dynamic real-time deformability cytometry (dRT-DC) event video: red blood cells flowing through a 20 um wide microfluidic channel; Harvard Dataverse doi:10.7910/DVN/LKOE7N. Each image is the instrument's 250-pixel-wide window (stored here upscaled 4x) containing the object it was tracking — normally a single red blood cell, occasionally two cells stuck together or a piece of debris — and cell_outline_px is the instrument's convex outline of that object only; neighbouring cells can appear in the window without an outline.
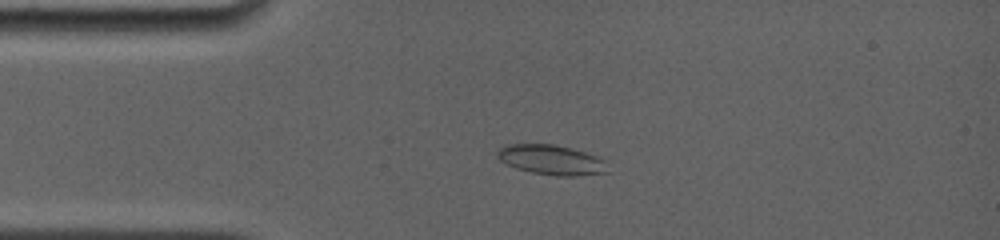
{"species": "common noctule bat (a hibernating species)", "species_latin": "Nyctalus noctula", "temperature_condition": "room temperature", "stored_images_in_passage": 14, "camera_frame_rate_fps": 4000, "um_per_image_px": 0.085, "animal": {"sex": "female", "body_mass_g": 19.0, "forearm_length_mm": 56.7}, "frame": {"image": 1, "passage_image": 4, "time_ms": 3.5, "image_size_px": [1000, 240], "cell_outline_px": [[608, 172], [576, 176], [556, 176], [532, 172], [516, 168], [500, 160], [496, 156], [496, 152], [504, 144], [552, 144], [572, 148], [596, 156], [604, 160]], "centroid_in_image_um": [46.84, 13.58], "position_along_channel_um": 38.2, "area_um2": 19.13}}
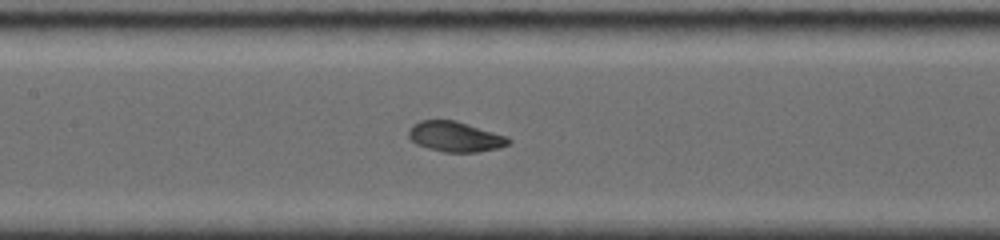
{"frame": {"image": 2, "passage_image": 10, "time_ms": 7.5, "image_size_px": [1000, 240], "cell_outline_px": [[512, 140], [508, 144], [496, 148], [476, 152], [444, 152], [416, 144], [408, 136], [408, 128], [412, 124], [420, 120], [456, 120], [508, 136]], "centroid_in_image_um": [38.68, 11.6], "position_along_channel_um": 168.7, "area_um2": 17.63}}
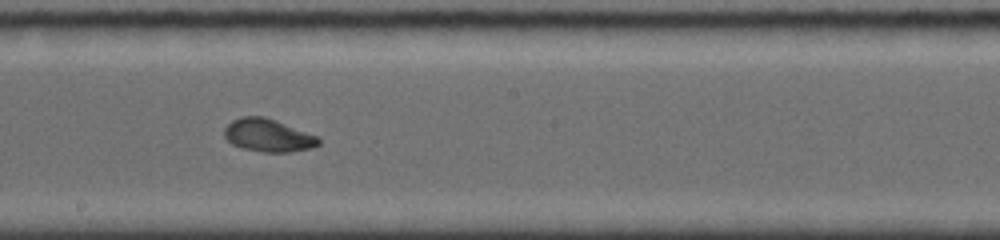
{"frame": {"image": 3, "passage_image": 13, "time_ms": 9.0, "image_size_px": [1000, 240], "cell_outline_px": [[320, 144], [312, 148], [292, 152], [264, 152], [244, 148], [232, 144], [224, 136], [224, 128], [232, 120], [240, 116], [264, 116], [316, 136], [320, 140]], "centroid_in_image_um": [22.77, 11.51], "position_along_channel_um": 225.4, "area_um2": 17.86}}